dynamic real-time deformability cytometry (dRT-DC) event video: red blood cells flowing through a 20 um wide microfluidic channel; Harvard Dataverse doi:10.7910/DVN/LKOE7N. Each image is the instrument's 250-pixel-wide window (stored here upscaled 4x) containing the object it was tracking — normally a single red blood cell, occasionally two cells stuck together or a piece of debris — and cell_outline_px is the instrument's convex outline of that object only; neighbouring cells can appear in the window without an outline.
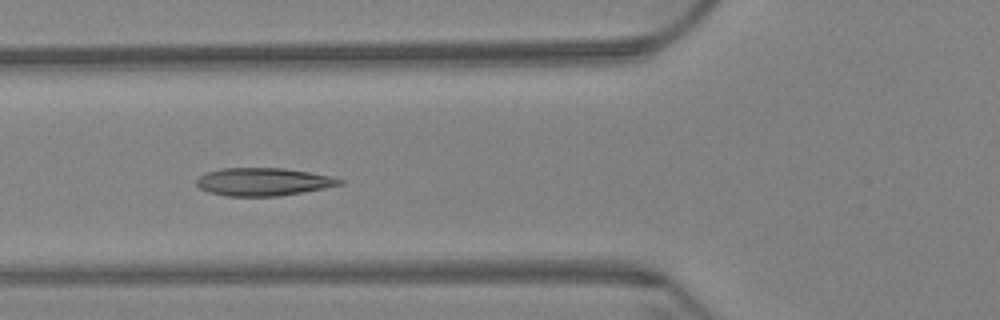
{"species": "Egyptian fruit bat (a non-hibernating species)", "species_latin": "Rousettus aegyptiacus", "temperature_condition": "warm", "stored_images_in_passage": 6, "camera_frame_rate_fps": 3000, "um_per_image_px": 0.085, "animal": {"sex": "female"}, "frame": {"image": 1, "passage_image": 5, "time_ms": 1.333, "image_size_px": [1000, 320], "cell_outline_px": [[344, 184], [304, 192], [280, 196], [228, 196], [208, 192], [200, 188], [196, 184], [196, 180], [204, 172], [220, 168], [284, 168], [332, 176], [344, 180]], "centroid_in_image_um": [22.38, 15.45], "position_along_channel_um": 103.4, "area_um2": 23.41}}
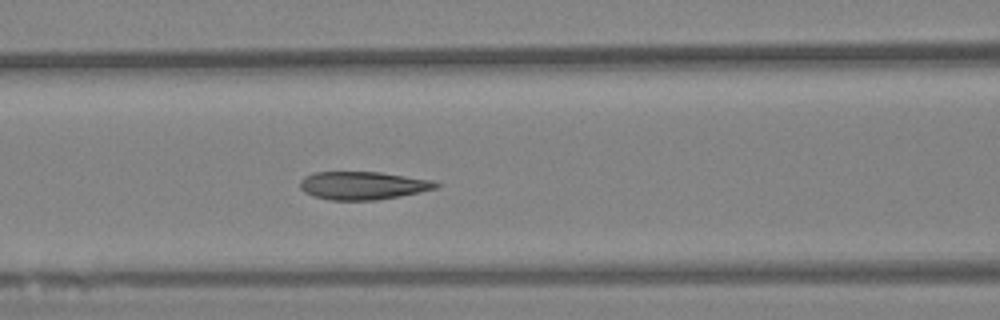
{"frame": {"image": 2, "passage_image": 6, "time_ms": 1.667, "image_size_px": [1000, 320], "cell_outline_px": [[440, 184], [436, 188], [420, 192], [400, 196], [376, 200], [328, 200], [312, 196], [304, 192], [300, 188], [300, 180], [304, 176], [316, 172], [380, 172], [432, 180]], "centroid_in_image_um": [30.81, 15.77], "position_along_channel_um": 135.8, "area_um2": 22.25}}